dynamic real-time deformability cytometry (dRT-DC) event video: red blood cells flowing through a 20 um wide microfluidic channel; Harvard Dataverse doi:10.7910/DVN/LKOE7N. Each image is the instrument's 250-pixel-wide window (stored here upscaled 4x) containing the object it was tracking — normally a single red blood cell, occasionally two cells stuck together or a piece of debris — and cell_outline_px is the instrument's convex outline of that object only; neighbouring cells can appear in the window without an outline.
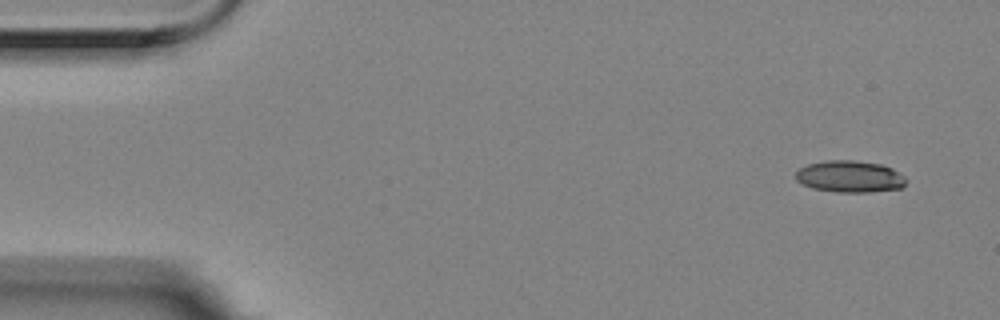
{"species": "Egyptian fruit bat (a non-hibernating species)", "species_latin": "Rousettus aegyptiacus", "temperature_condition": "room temperature", "stored_images_in_passage": 4, "camera_frame_rate_fps": 3000, "um_per_image_px": 0.085, "animal": {"sex": "female"}, "frame": {"image": 1, "passage_image": 1, "time_ms": 0.0, "image_size_px": [1000, 320], "cell_outline_px": [[908, 180], [900, 188], [872, 192], [836, 192], [812, 188], [796, 180], [796, 172], [800, 168], [808, 164], [828, 160], [852, 160], [880, 164], [892, 168], [904, 176]], "centroid_in_image_um": [72.24, 15.01], "position_along_channel_um": 12.8, "area_um2": 20.35}}